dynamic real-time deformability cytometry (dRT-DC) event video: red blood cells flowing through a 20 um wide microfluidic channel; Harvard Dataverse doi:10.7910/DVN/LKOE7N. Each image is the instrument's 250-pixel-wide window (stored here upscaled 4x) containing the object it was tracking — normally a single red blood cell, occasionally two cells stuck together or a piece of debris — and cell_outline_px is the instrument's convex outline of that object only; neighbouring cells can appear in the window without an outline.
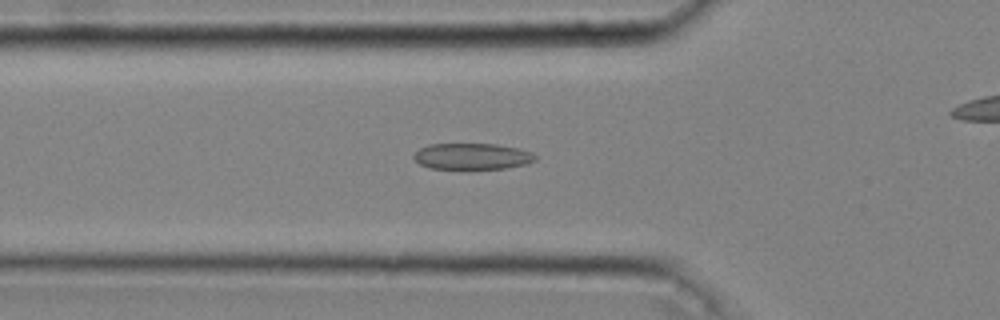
{"species": "common noctule bat (a hibernating species)", "species_latin": "Nyctalus noctula", "temperature_condition": "cold", "stored_images_in_passage": 40, "camera_frame_rate_fps": 3000, "um_per_image_px": 0.085, "animal": {"sex": "male", "body_mass_g": 20.4}, "frame": {"image": 1, "passage_image": 16, "time_ms": 5.0, "image_size_px": [1000, 320], "cell_outline_px": [[536, 160], [528, 164], [508, 168], [428, 168], [420, 164], [412, 156], [420, 148], [428, 144], [496, 144], [520, 148], [532, 152], [536, 156]], "centroid_in_image_um": [40.17, 13.28], "position_along_channel_um": 85.6, "area_um2": 18.55}}
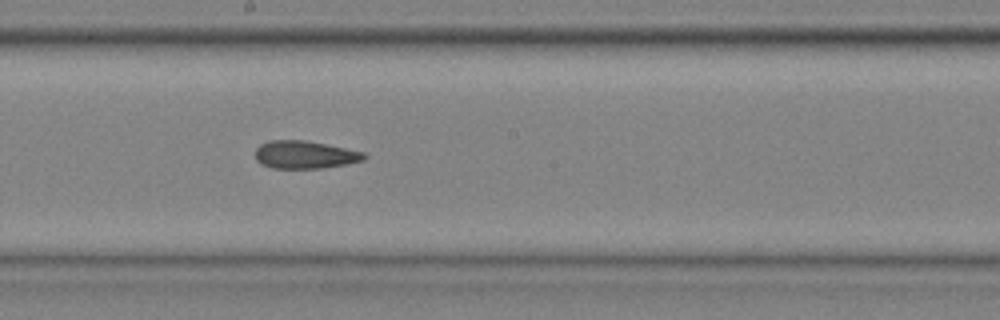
{"frame": {"image": 2, "passage_image": 26, "time_ms": 8.333, "image_size_px": [1000, 320], "cell_outline_px": [[368, 156], [364, 160], [324, 168], [272, 168], [260, 164], [256, 160], [256, 148], [260, 144], [268, 140], [304, 140], [364, 152]], "centroid_in_image_um": [25.88, 13.15], "position_along_channel_um": 222.3, "area_um2": 17.57}}
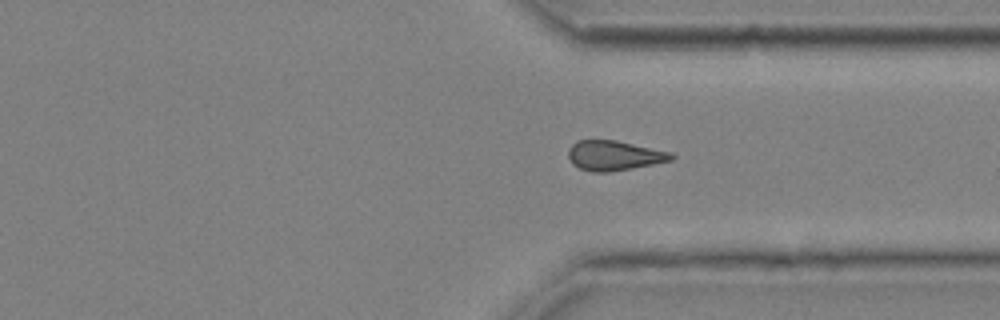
{"frame": {"image": 3, "passage_image": 36, "time_ms": 11.667, "image_size_px": [1000, 320], "cell_outline_px": [[676, 156], [672, 160], [632, 168], [608, 172], [592, 172], [580, 168], [572, 164], [568, 156], [568, 148], [576, 140], [616, 140], [672, 152]], "centroid_in_image_um": [52.19, 13.21], "position_along_channel_um": 359.2, "area_um2": 17.98}}